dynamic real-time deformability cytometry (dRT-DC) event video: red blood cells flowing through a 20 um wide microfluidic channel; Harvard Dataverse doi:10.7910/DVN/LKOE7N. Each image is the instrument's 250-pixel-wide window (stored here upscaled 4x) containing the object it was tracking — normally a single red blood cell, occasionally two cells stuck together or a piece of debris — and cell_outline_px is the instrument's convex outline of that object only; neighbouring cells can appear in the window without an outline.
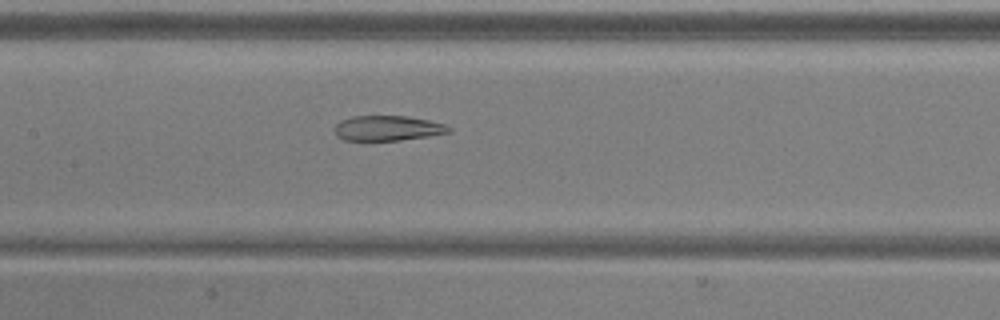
{"species": "common noctule bat (a hibernating species)", "species_latin": "Nyctalus noctula", "temperature_condition": "warm", "stored_images_in_passage": 43, "camera_frame_rate_fps": 3000, "um_per_image_px": 0.085, "animal": {"sex": "male", "body_mass_g": 20.5, "forearm_length_mm": 52.5}, "frame": {"image": 1, "passage_image": 20, "time_ms": 6.333, "image_size_px": [1000, 320], "cell_outline_px": [[452, 132], [428, 136], [400, 140], [344, 140], [336, 136], [332, 128], [340, 120], [352, 116], [408, 116], [428, 120], [444, 124], [452, 128]], "centroid_in_image_um": [32.92, 10.89], "position_along_channel_um": 174.5, "area_um2": 16.82}}
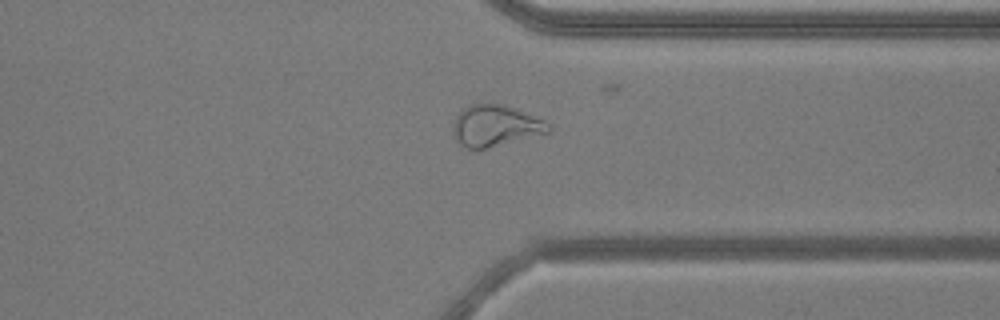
{"frame": {"image": 2, "passage_image": 35, "time_ms": 11.333, "image_size_px": [1000, 320], "cell_outline_px": [[552, 132], [484, 148], [468, 148], [460, 144], [452, 128], [452, 124], [460, 108], [468, 104], [504, 104], [544, 120], [552, 128]], "centroid_in_image_um": [42.1, 10.66], "position_along_channel_um": 369.3, "area_um2": 22.77}}
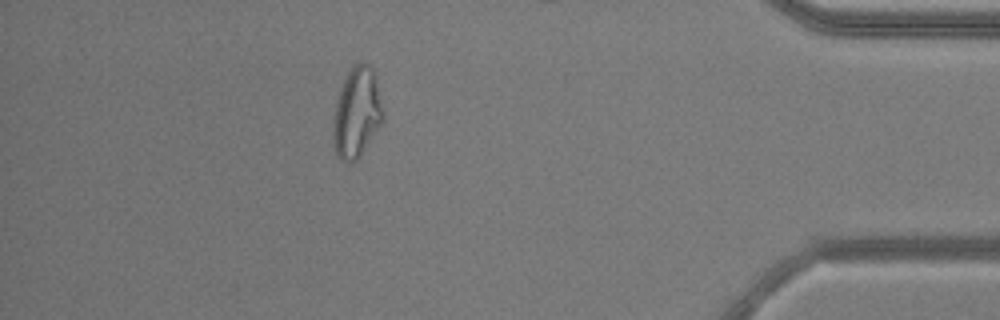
{"frame": {"image": 3, "passage_image": 41, "time_ms": 13.333, "image_size_px": [1000, 320], "cell_outline_px": [[384, 120], [360, 156], [356, 160], [340, 160], [336, 152], [332, 136], [332, 132], [336, 104], [340, 88], [348, 72], [360, 60], [368, 64], [372, 68], [376, 76], [384, 108]], "centroid_in_image_um": [30.36, 9.54], "position_along_channel_um": 404.8, "area_um2": 26.24}, "authors_computed_cell_mechanics": {"area_um2": 22.0218, "velocity_mm_per_s": 3.9259, "shape_relaxation_time_tau1_ms": null, "shape_relaxation_time_tau2_ms": 2.4316, "deformation_change_tau1": null, "deformation_change_tau2": 0.1041}}